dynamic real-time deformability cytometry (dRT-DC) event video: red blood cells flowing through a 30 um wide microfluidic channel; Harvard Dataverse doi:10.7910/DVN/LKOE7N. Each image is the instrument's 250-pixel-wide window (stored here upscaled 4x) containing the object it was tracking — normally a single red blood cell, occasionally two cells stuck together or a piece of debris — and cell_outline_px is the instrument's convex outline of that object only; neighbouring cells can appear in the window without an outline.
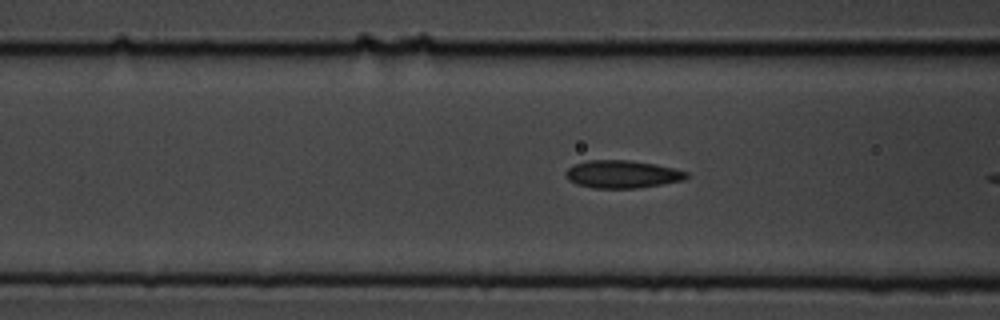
{"species": "common noctule bat (a hibernating species)", "species_latin": "Nyctalus noctula", "temperature_condition": "cold", "stored_images_in_passage": 31, "camera_frame_rate_fps": 3000, "um_per_image_px": 0.085, "animal": {"sex": "male", "body_mass_g": 19.5, "forearm_length_mm": 54.6}, "frame": {"image": 1, "passage_image": 8, "time_ms": 2.333, "image_size_px": [1000, 320], "cell_outline_px": [[688, 176], [684, 180], [636, 188], [592, 188], [576, 184], [568, 180], [564, 176], [564, 172], [572, 164], [588, 160], [628, 160], [656, 164], [676, 168], [688, 172]], "centroid_in_image_um": [52.85, 14.8], "position_along_channel_um": 113.8, "area_um2": 19.71}}
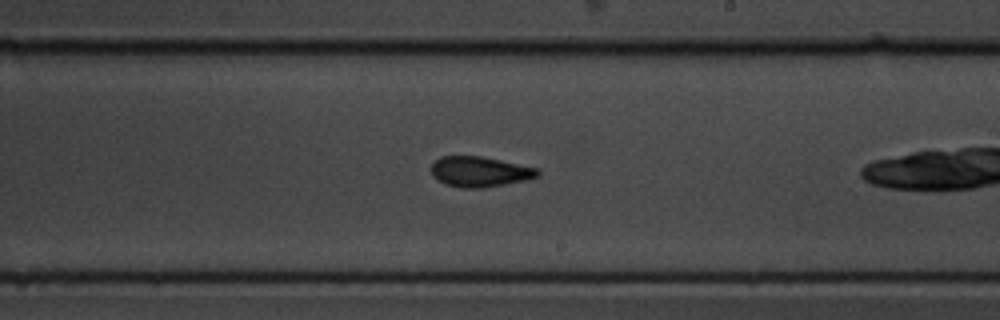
{"frame": {"image": 2, "passage_image": 19, "time_ms": 6.0, "image_size_px": [1000, 320], "cell_outline_px": [[540, 176], [524, 180], [484, 188], [460, 188], [444, 184], [436, 180], [432, 176], [432, 164], [440, 156], [480, 156], [540, 168]], "centroid_in_image_um": [40.78, 14.6], "position_along_channel_um": 248.2, "area_um2": 18.96}}
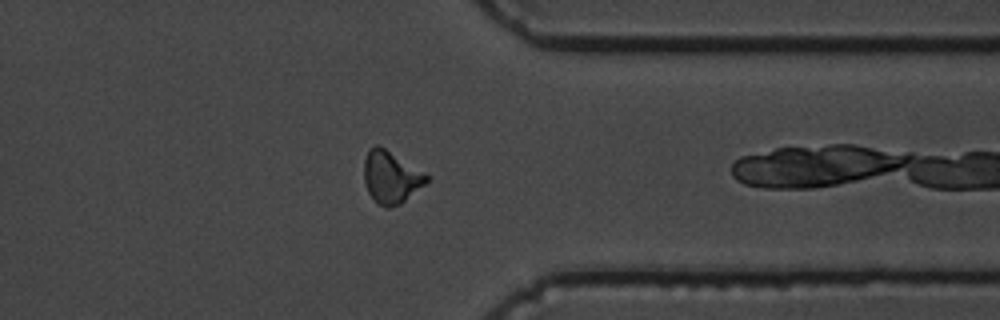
{"frame": {"image": 3, "passage_image": 30, "time_ms": 9.667, "image_size_px": [1000, 320], "cell_outline_px": [[432, 176], [424, 184], [400, 204], [388, 208], [384, 208], [368, 192], [364, 180], [364, 160], [368, 148], [376, 144], [384, 148]], "centroid_in_image_um": [33.23, 15.04], "position_along_channel_um": 378.2, "area_um2": 18.9}}